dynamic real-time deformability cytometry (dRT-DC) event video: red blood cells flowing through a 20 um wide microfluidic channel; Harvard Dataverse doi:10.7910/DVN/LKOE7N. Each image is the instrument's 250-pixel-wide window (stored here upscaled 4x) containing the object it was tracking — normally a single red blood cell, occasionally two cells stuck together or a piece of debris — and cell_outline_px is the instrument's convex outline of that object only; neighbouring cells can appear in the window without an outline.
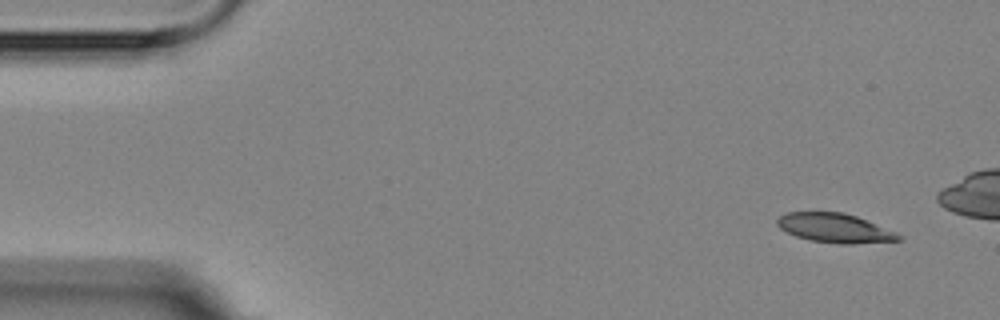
{"species": "Egyptian fruit bat (a non-hibernating species)", "species_latin": "Rousettus aegyptiacus", "temperature_condition": "room temperature", "stored_images_in_passage": 7, "camera_frame_rate_fps": 3000, "um_per_image_px": 0.085, "animal": {"sex": "female"}, "frame": {"image": 1, "passage_image": 1, "time_ms": 0.0, "image_size_px": [1000, 320], "cell_outline_px": [[904, 240], [852, 244], [840, 244], [808, 240], [796, 236], [780, 228], [776, 224], [776, 220], [780, 216], [788, 212], [844, 212], [856, 216], [896, 232], [904, 236]], "centroid_in_image_um": [70.99, 19.39], "position_along_channel_um": 14.0, "area_um2": 20.75}}
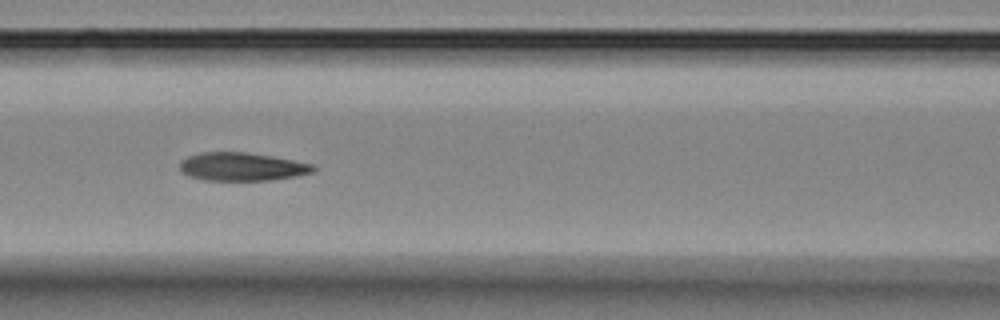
{"frame": {"image": 2, "passage_image": 6, "time_ms": 6.667, "image_size_px": [1000, 320], "cell_outline_px": [[316, 168], [312, 172], [296, 176], [268, 180], [204, 180], [188, 176], [180, 172], [180, 160], [188, 156], [200, 152], [244, 152], [272, 156], [312, 164]], "centroid_in_image_um": [20.5, 14.17], "position_along_channel_um": 146.1, "area_um2": 21.91}}
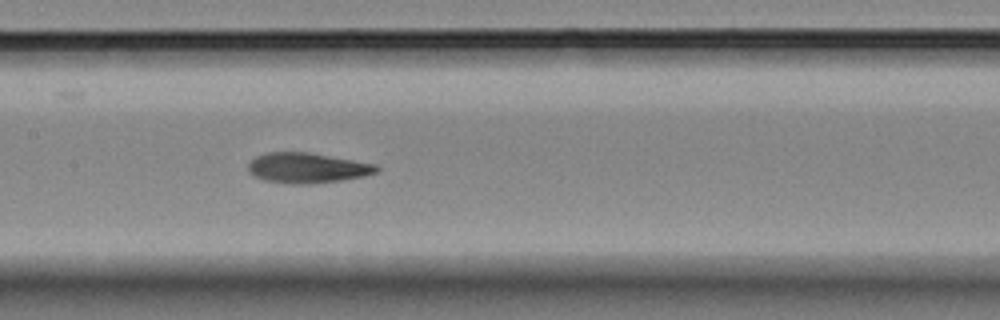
{"frame": {"image": 3, "passage_image": 7, "time_ms": 7.667, "image_size_px": [1000, 320], "cell_outline_px": [[380, 168], [376, 172], [364, 176], [344, 180], [304, 184], [292, 184], [264, 180], [252, 176], [248, 172], [248, 164], [256, 156], [268, 152], [308, 152], [376, 164]], "centroid_in_image_um": [26.09, 14.27], "position_along_channel_um": 181.3, "area_um2": 22.6}}